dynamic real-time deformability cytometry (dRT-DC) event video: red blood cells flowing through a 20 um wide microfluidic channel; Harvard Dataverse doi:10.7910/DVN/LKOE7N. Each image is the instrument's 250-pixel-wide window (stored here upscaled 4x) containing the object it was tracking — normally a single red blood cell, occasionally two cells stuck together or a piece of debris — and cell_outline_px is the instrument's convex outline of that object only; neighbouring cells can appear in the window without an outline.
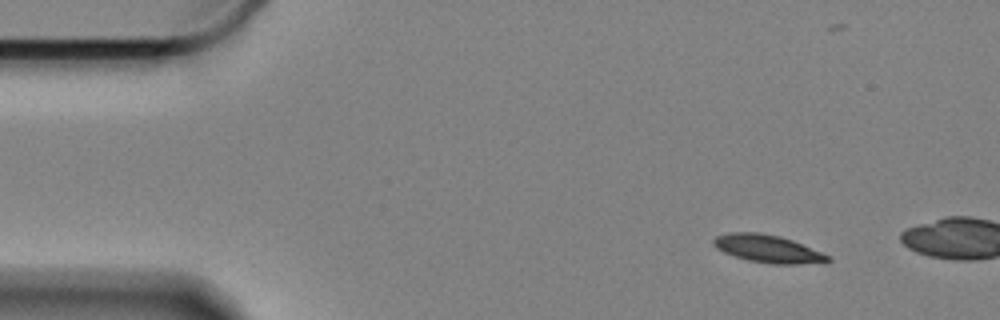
{"species": "Egyptian fruit bat (a non-hibernating species)", "species_latin": "Rousettus aegyptiacus", "temperature_condition": "cold", "stored_images_in_passage": 7, "camera_frame_rate_fps": 3000, "um_per_image_px": 0.085, "animal": {"sex": "female"}, "frame": {"image": 1, "passage_image": 1, "time_ms": 0.0, "image_size_px": [1000, 320], "cell_outline_px": [[832, 260], [824, 264], [772, 264], [748, 260], [724, 252], [716, 248], [712, 244], [712, 240], [716, 236], [728, 232], [760, 232], [780, 236], [792, 240], [832, 256]], "centroid_in_image_um": [65.32, 21.15], "position_along_channel_um": 19.7, "area_um2": 18.79}}